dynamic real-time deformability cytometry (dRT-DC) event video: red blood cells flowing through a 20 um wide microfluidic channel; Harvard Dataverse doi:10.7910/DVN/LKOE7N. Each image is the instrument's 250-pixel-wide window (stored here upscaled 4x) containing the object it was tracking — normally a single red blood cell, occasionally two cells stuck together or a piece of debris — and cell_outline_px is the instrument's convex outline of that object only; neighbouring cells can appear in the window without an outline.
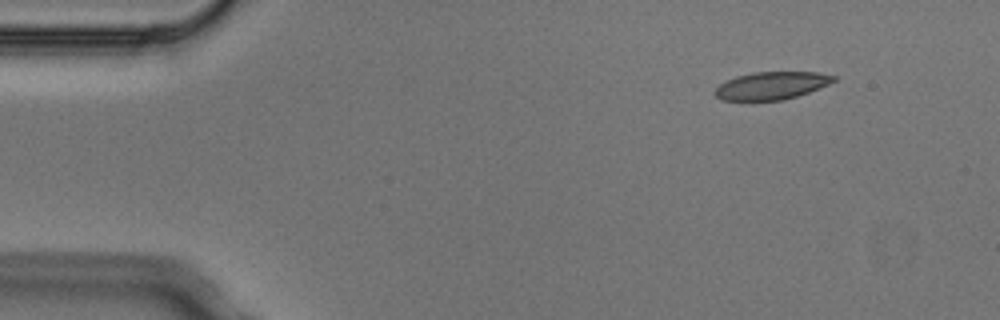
{"species": "Egyptian fruit bat (a non-hibernating species)", "species_latin": "Rousettus aegyptiacus", "temperature_condition": "cold", "stored_images_in_passage": 4, "camera_frame_rate_fps": 3000, "um_per_image_px": 0.085, "animal": {"sex": "male"}, "frame": {"image": 1, "passage_image": 2, "time_ms": 0.333, "image_size_px": [1000, 320], "cell_outline_px": [[836, 80], [828, 84], [808, 92], [784, 100], [720, 100], [712, 92], [720, 84], [736, 76], [752, 72], [820, 72], [836, 76]], "centroid_in_image_um": [65.56, 7.27], "position_along_channel_um": 19.4, "area_um2": 19.07}}